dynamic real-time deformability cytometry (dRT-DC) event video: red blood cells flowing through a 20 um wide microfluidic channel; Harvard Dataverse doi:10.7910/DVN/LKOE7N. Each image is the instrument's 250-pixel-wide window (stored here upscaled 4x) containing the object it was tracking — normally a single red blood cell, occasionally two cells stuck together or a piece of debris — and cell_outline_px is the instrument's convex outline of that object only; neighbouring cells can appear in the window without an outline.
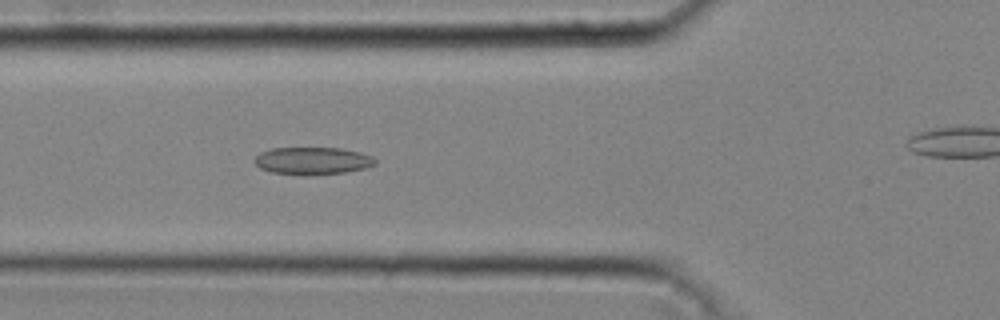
{"species": "common noctule bat (a hibernating species)", "species_latin": "Nyctalus noctula", "temperature_condition": "cold", "stored_images_in_passage": 40, "camera_frame_rate_fps": 3000, "um_per_image_px": 0.085, "animal": {"sex": "male", "body_mass_g": 20.4}, "frame": {"image": 1, "passage_image": 17, "time_ms": 5.333, "image_size_px": [1000, 320], "cell_outline_px": [[376, 164], [368, 168], [344, 172], [308, 176], [304, 176], [272, 172], [260, 168], [256, 164], [256, 156], [260, 152], [272, 148], [340, 148], [360, 152], [372, 156], [376, 160]], "centroid_in_image_um": [26.6, 13.68], "position_along_channel_um": 99.2, "area_um2": 19.42}}
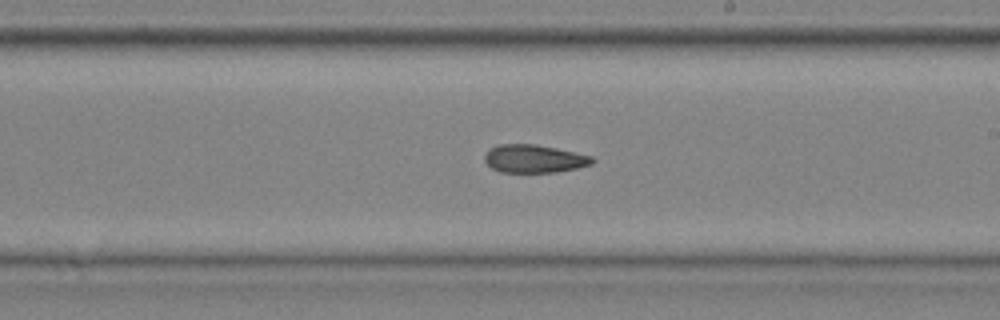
{"frame": {"image": 2, "passage_image": 27, "time_ms": 8.667, "image_size_px": [1000, 320], "cell_outline_px": [[596, 160], [592, 164], [576, 168], [556, 172], [500, 172], [492, 168], [484, 160], [484, 152], [488, 148], [496, 144], [536, 144], [576, 152], [592, 156]], "centroid_in_image_um": [45.37, 13.48], "position_along_channel_um": 243.6, "area_um2": 17.8}}
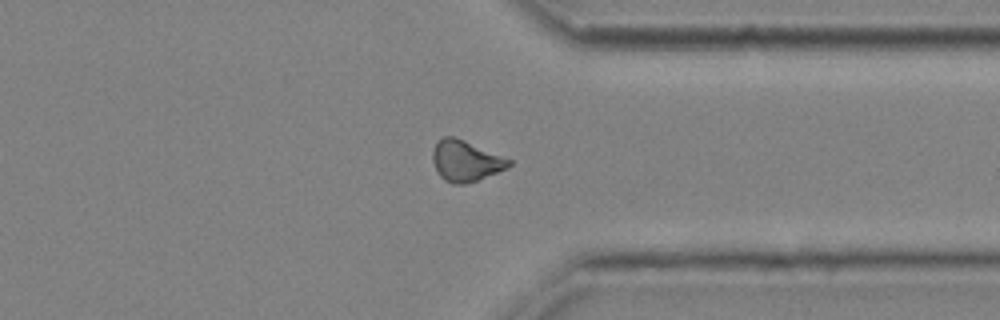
{"frame": {"image": 3, "passage_image": 36, "time_ms": 11.667, "image_size_px": [1000, 320], "cell_outline_px": [[512, 164], [508, 168], [476, 180], [464, 184], [452, 184], [444, 180], [440, 176], [432, 160], [432, 152], [436, 144], [444, 136], [452, 136], [464, 140], [512, 160]], "centroid_in_image_um": [39.58, 13.68], "position_along_channel_um": 371.8, "area_um2": 17.92}}